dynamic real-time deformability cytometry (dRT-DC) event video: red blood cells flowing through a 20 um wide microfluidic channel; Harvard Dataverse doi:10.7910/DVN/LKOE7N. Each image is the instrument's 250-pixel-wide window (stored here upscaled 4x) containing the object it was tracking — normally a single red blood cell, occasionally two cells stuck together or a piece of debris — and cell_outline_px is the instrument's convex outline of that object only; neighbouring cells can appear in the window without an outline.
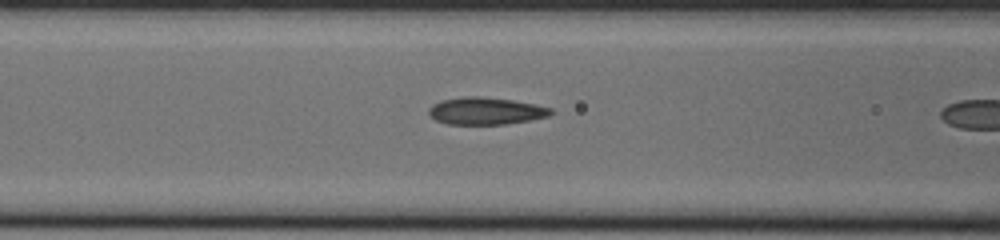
{"species": "common noctule bat (a hibernating species)", "species_latin": "Nyctalus noctula", "temperature_condition": "cold", "stored_images_in_passage": 10, "camera_frame_rate_fps": 3000, "um_per_image_px": 0.085, "animal": {"sex": "male", "body_mass_g": 20.0, "forearm_length_mm": 53.3}, "frame": {"image": 1, "passage_image": 9, "time_ms": 2.667, "image_size_px": [1000, 240], "cell_outline_px": [[556, 112], [548, 116], [528, 120], [504, 124], [448, 124], [436, 120], [428, 112], [428, 108], [432, 104], [440, 100], [464, 96], [480, 96], [512, 100], [536, 104], [552, 108]], "centroid_in_image_um": [41.29, 9.42], "position_along_channel_um": 125.3, "area_um2": 19.42}}